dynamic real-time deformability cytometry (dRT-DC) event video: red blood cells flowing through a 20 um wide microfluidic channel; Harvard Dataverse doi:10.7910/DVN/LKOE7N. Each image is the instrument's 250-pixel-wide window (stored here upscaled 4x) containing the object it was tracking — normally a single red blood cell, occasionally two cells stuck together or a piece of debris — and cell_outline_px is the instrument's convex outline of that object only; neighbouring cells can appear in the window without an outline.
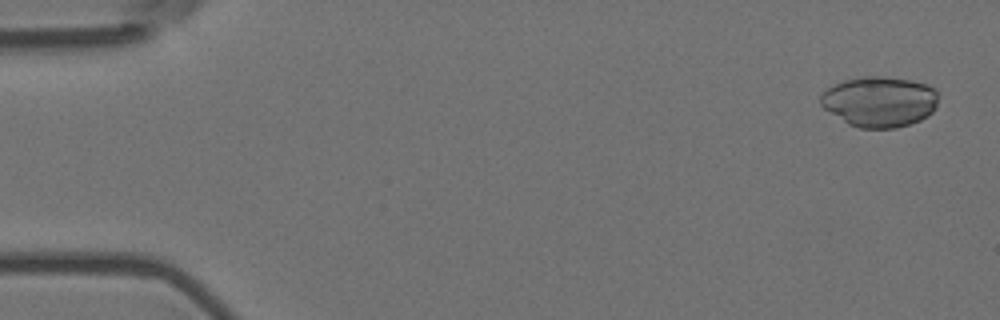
{"species": "Egyptian fruit bat (a non-hibernating species)", "species_latin": "Rousettus aegyptiacus", "temperature_condition": "room temperature", "stored_images_in_passage": 56, "camera_frame_rate_fps": 3000, "um_per_image_px": 0.085, "animal": {"sex": "female"}, "frame": {"image": 1, "passage_image": 3, "time_ms": 0.667, "image_size_px": [1000, 320], "cell_outline_px": [[936, 108], [928, 116], [920, 120], [896, 128], [860, 128], [848, 124], [824, 108], [820, 104], [820, 92], [844, 80], [864, 76], [876, 76], [912, 80], [928, 84], [936, 88]], "centroid_in_image_um": [74.76, 8.63], "position_along_channel_um": 10.2, "area_um2": 34.68}}
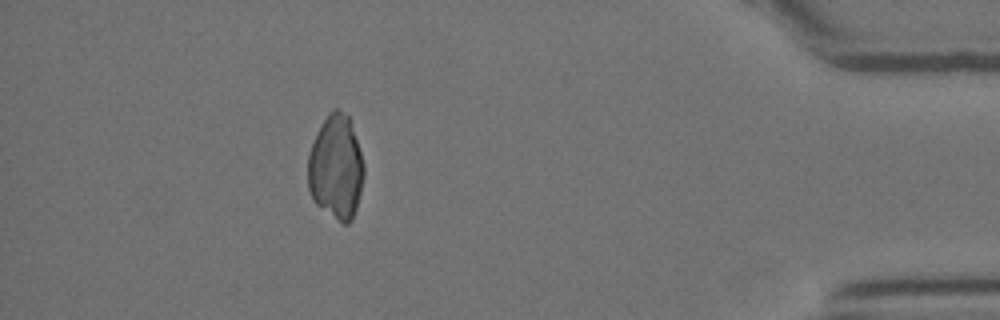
{"frame": {"image": 2, "passage_image": 50, "time_ms": 16.333, "image_size_px": [1000, 320], "cell_outline_px": [[364, 176], [356, 208], [352, 220], [348, 224], [344, 224], [316, 204], [312, 200], [308, 188], [308, 152], [316, 132], [320, 124], [328, 112], [332, 108], [340, 108], [348, 116], [364, 164]], "centroid_in_image_um": [28.53, 14.19], "position_along_channel_um": 406.7, "area_um2": 34.1}}